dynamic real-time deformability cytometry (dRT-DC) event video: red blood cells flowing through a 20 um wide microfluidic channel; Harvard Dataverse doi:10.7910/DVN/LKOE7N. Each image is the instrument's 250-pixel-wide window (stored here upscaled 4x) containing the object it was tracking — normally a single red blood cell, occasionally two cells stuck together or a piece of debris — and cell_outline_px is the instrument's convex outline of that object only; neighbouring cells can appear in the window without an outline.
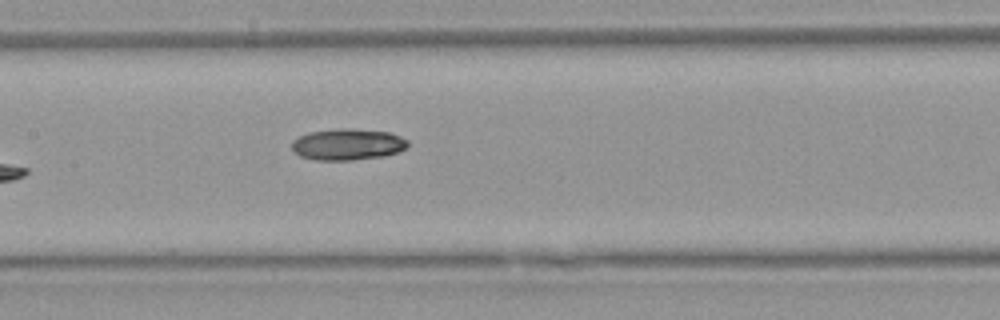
{"species": "Egyptian fruit bat (a non-hibernating species)", "species_latin": "Rousettus aegyptiacus", "temperature_condition": "warm", "stored_images_in_passage": 6, "camera_frame_rate_fps": 3000, "um_per_image_px": 0.085, "animal": {"sex": "female"}, "frame": {"image": 1, "passage_image": 6, "time_ms": 6.0, "image_size_px": [1000, 320], "cell_outline_px": [[408, 148], [400, 152], [384, 156], [352, 160], [316, 160], [300, 156], [292, 152], [292, 140], [296, 136], [308, 132], [340, 128], [352, 128], [392, 132], [408, 140]], "centroid_in_image_um": [29.55, 12.26], "position_along_channel_um": 177.8, "area_um2": 21.73}}